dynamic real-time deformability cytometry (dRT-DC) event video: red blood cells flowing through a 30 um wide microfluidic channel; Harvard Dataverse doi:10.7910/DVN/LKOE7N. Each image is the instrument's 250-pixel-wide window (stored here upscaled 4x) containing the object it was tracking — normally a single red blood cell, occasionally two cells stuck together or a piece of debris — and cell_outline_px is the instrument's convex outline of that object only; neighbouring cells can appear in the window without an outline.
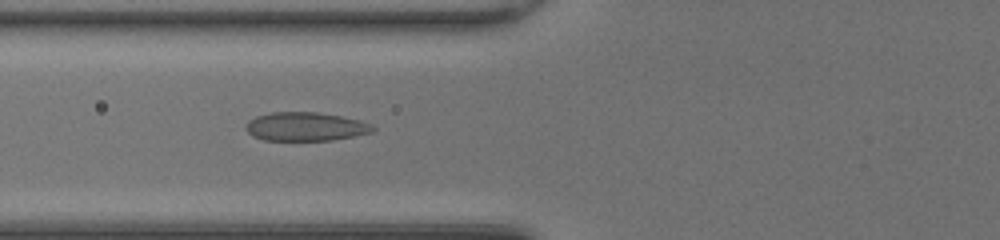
{"species": "common noctule bat (a hibernating species)", "species_latin": "Nyctalus noctula", "temperature_condition": "room temperature", "stored_images_in_passage": 52, "camera_frame_rate_fps": 3000, "um_per_image_px": 0.085, "animal": {"sex": "female", "body_mass_g": 20.0, "forearm_length_mm": 54.0}, "frame": {"image": 1, "passage_image": 23, "time_ms": 7.333, "image_size_px": [1000, 240], "cell_outline_px": [[376, 128], [372, 132], [332, 140], [264, 140], [252, 136], [244, 128], [244, 124], [248, 120], [256, 116], [272, 112], [316, 112], [340, 116], [360, 120], [372, 124]], "centroid_in_image_um": [25.93, 10.76], "position_along_channel_um": 99.9, "area_um2": 21.27}}
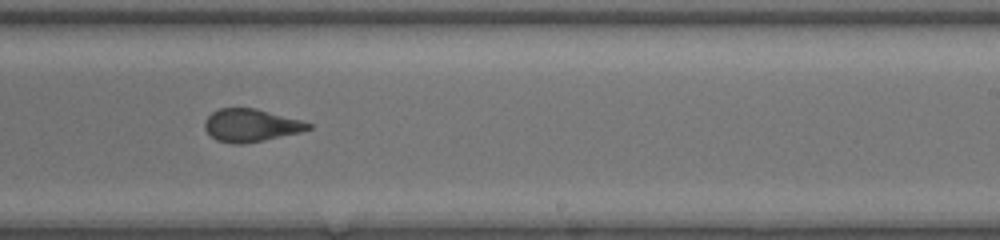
{"frame": {"image": 2, "passage_image": 35, "time_ms": 11.333, "image_size_px": [1000, 240], "cell_outline_px": [[312, 128], [300, 132], [264, 140], [244, 144], [232, 144], [216, 140], [204, 128], [204, 120], [212, 112], [220, 108], [256, 108], [300, 120], [312, 124]], "centroid_in_image_um": [21.3, 10.65], "position_along_channel_um": 267.7, "area_um2": 19.71}}
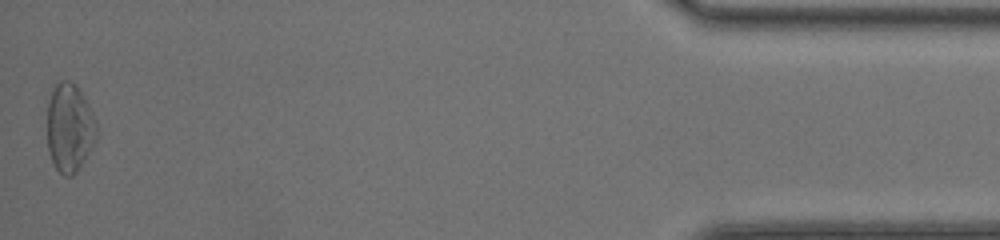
{"frame": {"image": 3, "passage_image": 52, "time_ms": 17.0, "image_size_px": [1000, 240], "cell_outline_px": [[96, 136], [80, 168], [72, 176], [64, 176], [56, 168], [48, 152], [48, 104], [52, 88], [60, 80], [72, 80], [84, 96], [96, 120]], "centroid_in_image_um": [5.9, 10.83], "position_along_channel_um": 429.3, "area_um2": 25.32}, "authors_computed_cell_mechanics": {"area_um2": 21.3282, "velocity_mm_per_s": 4.1824, "shape_relaxation_time_tau1_ms": 11.1867, "shape_relaxation_time_tau2_ms": 0.65, "deformation_change_tau1": 0.3162, "deformation_change_tau2": 0.0705}}